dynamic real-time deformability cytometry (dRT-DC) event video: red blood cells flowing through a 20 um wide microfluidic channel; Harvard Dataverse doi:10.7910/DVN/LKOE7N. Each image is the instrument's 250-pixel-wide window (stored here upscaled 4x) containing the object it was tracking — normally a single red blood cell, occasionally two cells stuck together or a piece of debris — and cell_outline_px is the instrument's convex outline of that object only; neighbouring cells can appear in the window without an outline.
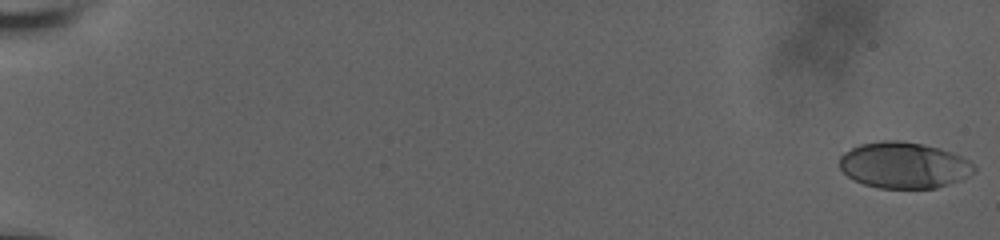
{"species": "human", "species_latin": "Homo sapiens", "temperature_condition": "room temperature", "stored_images_in_passage": 22, "camera_frame_rate_fps": 3000, "um_per_image_px": 0.085, "donor": {"sex": "male"}, "frame": {"image": 1, "passage_image": 1, "time_ms": 0.0, "image_size_px": [1000, 240], "cell_outline_px": [[976, 172], [968, 176], [948, 184], [936, 188], [880, 188], [864, 184], [852, 180], [840, 168], [840, 156], [844, 152], [860, 144], [880, 140], [900, 140], [924, 144], [940, 148], [960, 156], [976, 164]], "centroid_in_image_um": [76.83, 14.03], "position_along_channel_um": 8.2, "area_um2": 36.36}}
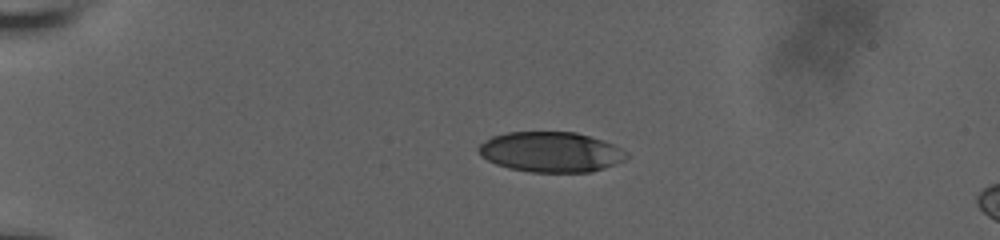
{"frame": {"image": 2, "passage_image": 16, "time_ms": 5.0, "image_size_px": [1000, 240], "cell_outline_px": [[632, 156], [616, 164], [592, 172], [532, 172], [508, 168], [496, 164], [480, 156], [476, 148], [480, 144], [492, 136], [508, 132], [576, 132], [604, 140], [628, 152]], "centroid_in_image_um": [46.84, 12.92], "position_along_channel_um": 38.2, "area_um2": 34.97}}